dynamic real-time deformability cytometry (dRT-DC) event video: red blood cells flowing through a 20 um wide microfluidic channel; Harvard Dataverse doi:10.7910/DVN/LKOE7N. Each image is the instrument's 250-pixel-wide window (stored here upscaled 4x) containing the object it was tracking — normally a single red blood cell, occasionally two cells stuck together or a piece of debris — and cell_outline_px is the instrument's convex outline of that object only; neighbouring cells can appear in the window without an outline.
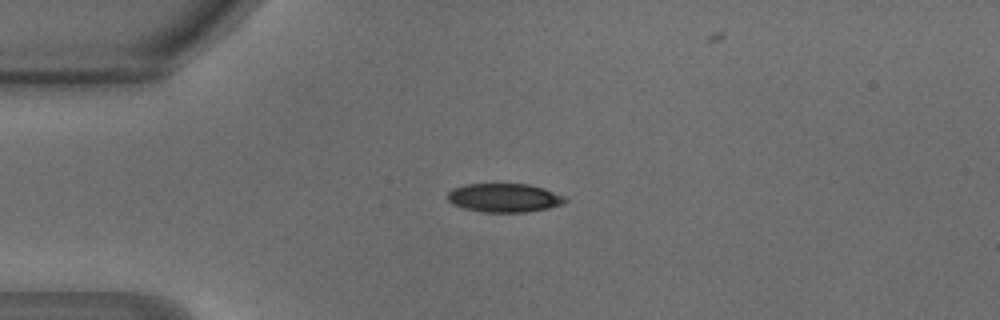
{"species": "common noctule bat (a hibernating species)", "species_latin": "Nyctalus noctula", "temperature_condition": "warm", "stored_images_in_passage": 31, "camera_frame_rate_fps": 3000, "um_per_image_px": 0.085, "animal": {"sex": "male", "body_mass_g": 18.8}, "frame": {"image": 1, "passage_image": 1, "time_ms": 0.0, "image_size_px": [1000, 320], "cell_outline_px": [[568, 200], [564, 204], [548, 208], [528, 212], [484, 212], [464, 208], [452, 204], [448, 200], [448, 192], [452, 188], [464, 184], [528, 184], [544, 188], [564, 196]], "centroid_in_image_um": [42.87, 16.81], "position_along_channel_um": 42.1, "area_um2": 19.77}}
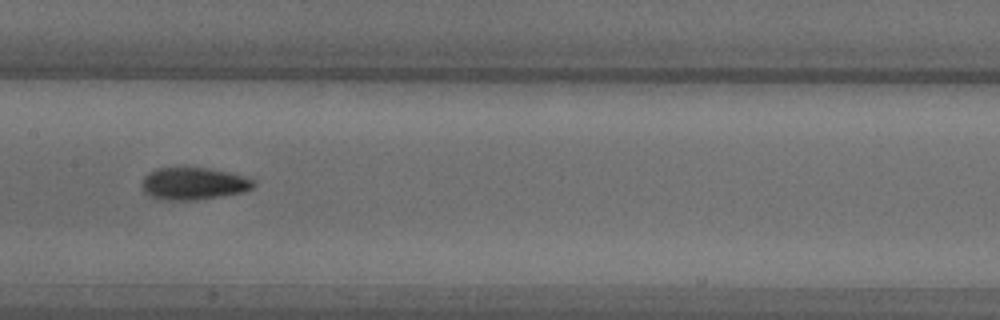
{"frame": {"image": 2, "passage_image": 13, "time_ms": 4.0, "image_size_px": [1000, 320], "cell_outline_px": [[256, 184], [252, 188], [244, 192], [196, 200], [168, 200], [152, 196], [144, 192], [140, 184], [144, 176], [148, 172], [156, 168], [208, 168], [244, 176], [256, 180]], "centroid_in_image_um": [16.45, 15.6], "position_along_channel_um": 190.9, "area_um2": 20.98}}
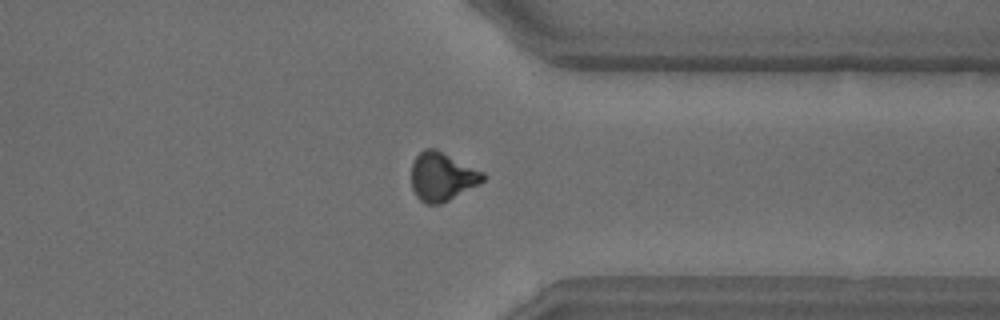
{"frame": {"image": 3, "passage_image": 26, "time_ms": 8.333, "image_size_px": [1000, 320], "cell_outline_px": [[488, 176], [480, 184], [440, 204], [424, 204], [416, 196], [412, 188], [412, 160], [424, 148], [436, 148], [484, 172]], "centroid_in_image_um": [37.58, 15.0], "position_along_channel_um": 373.8, "area_um2": 20.46}}